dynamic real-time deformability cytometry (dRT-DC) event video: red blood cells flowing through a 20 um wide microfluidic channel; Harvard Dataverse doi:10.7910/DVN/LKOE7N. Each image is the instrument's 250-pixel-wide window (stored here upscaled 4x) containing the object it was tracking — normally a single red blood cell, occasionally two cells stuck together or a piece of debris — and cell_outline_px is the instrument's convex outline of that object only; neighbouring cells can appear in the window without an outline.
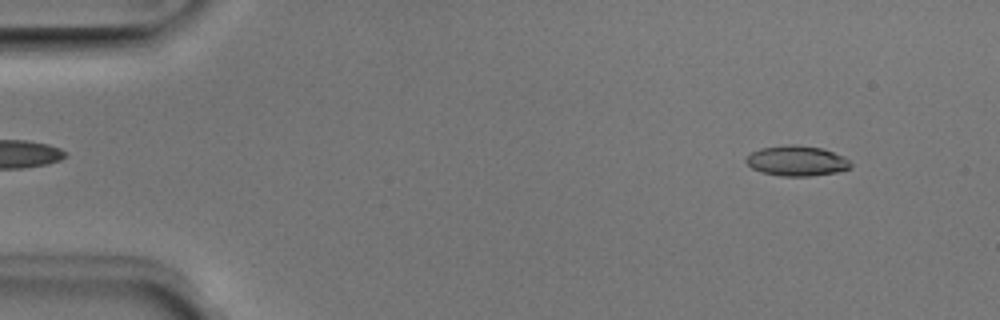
{"species": "Egyptian fruit bat (a non-hibernating species)", "species_latin": "Rousettus aegyptiacus", "temperature_condition": "room temperature", "stored_images_in_passage": 50, "camera_frame_rate_fps": 3000, "um_per_image_px": 0.085, "animal": {"sex": "male"}, "frame": {"image": 1, "passage_image": 4, "time_ms": 1.0, "image_size_px": [1000, 320], "cell_outline_px": [[852, 168], [836, 172], [808, 176], [780, 176], [760, 172], [752, 168], [744, 160], [752, 152], [760, 148], [788, 144], [796, 144], [820, 148], [844, 156], [852, 164]], "centroid_in_image_um": [67.71, 13.67], "position_along_channel_um": 17.3, "area_um2": 18.44}}
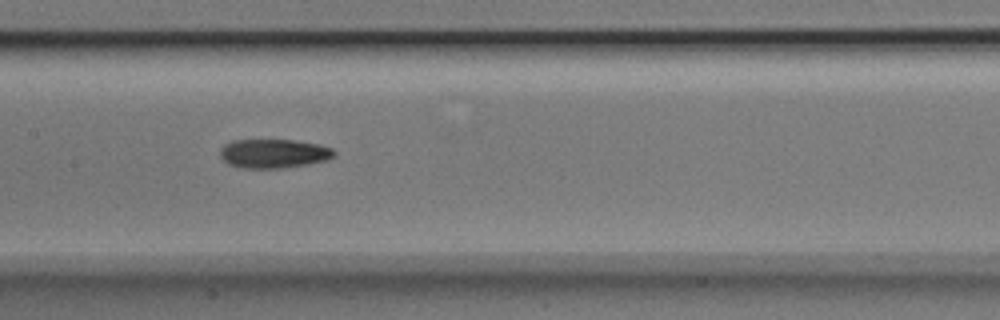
{"frame": {"image": 2, "passage_image": 24, "time_ms": 7.667, "image_size_px": [1000, 320], "cell_outline_px": [[336, 156], [328, 160], [308, 164], [284, 168], [240, 168], [228, 164], [220, 156], [220, 148], [224, 144], [232, 140], [296, 140], [320, 144], [332, 148], [336, 152]], "centroid_in_image_um": [23.29, 13.05], "position_along_channel_um": 184.1, "area_um2": 19.59}}
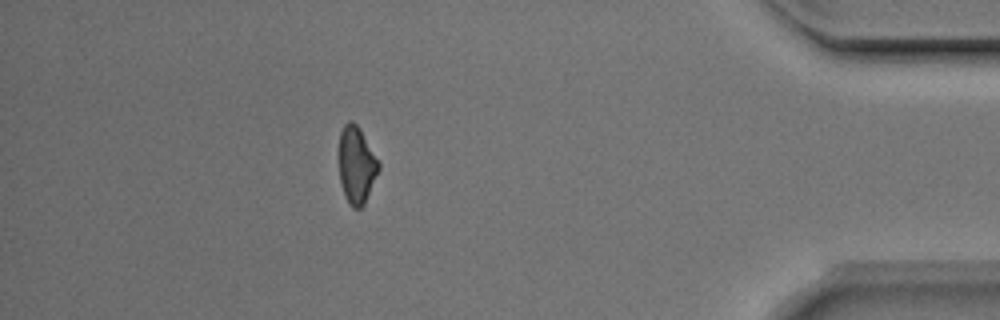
{"frame": {"image": 3, "passage_image": 44, "time_ms": 14.333, "image_size_px": [1000, 320], "cell_outline_px": [[380, 168], [364, 204], [360, 208], [352, 208], [348, 204], [340, 180], [340, 132], [344, 124], [348, 120], [352, 120], [360, 128], [380, 164]], "centroid_in_image_um": [30.31, 14.01], "position_along_channel_um": 404.9, "area_um2": 17.57}, "authors_computed_cell_mechanics": {"area_um2": 18.6694, "velocity_mm_per_s": 3.9958, "shape_relaxation_time_tau1_ms": 5.4464, "shape_relaxation_time_tau2_ms": 5.9188, "deformation_change_tau1": 0.1713, "deformation_change_tau2": 0.1501}}